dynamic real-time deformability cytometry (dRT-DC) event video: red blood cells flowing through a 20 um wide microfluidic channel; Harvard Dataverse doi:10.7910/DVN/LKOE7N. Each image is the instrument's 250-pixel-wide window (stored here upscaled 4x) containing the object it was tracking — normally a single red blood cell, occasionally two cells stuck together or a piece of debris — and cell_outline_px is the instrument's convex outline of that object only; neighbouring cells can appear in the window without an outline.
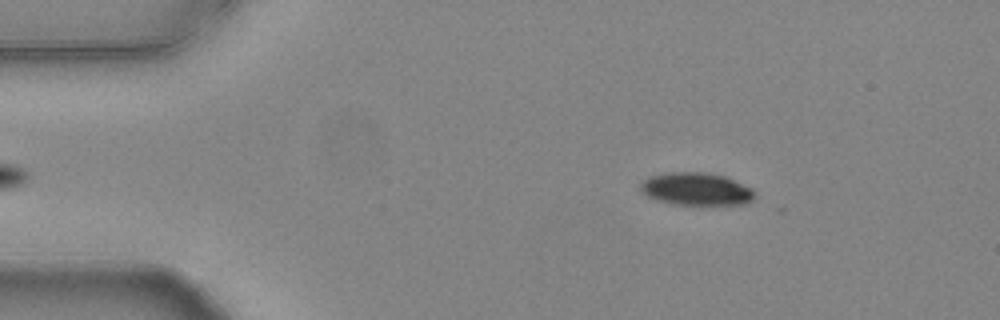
{"species": "common noctule bat (a hibernating species)", "species_latin": "Nyctalus noctula", "temperature_condition": "warm", "stored_images_in_passage": 49, "camera_frame_rate_fps": 3000, "um_per_image_px": 0.085, "animal": {"sex": "female", "body_mass_g": 24.6, "forearm_length_mm": 56.2}, "frame": {"image": 1, "passage_image": 3, "time_ms": 0.667, "image_size_px": [1000, 320], "cell_outline_px": [[756, 196], [748, 204], [672, 204], [656, 200], [640, 192], [640, 184], [648, 176], [672, 172], [704, 172], [724, 176], [752, 188], [756, 192]], "centroid_in_image_um": [59.18, 16.07], "position_along_channel_um": 25.8, "area_um2": 21.79}}
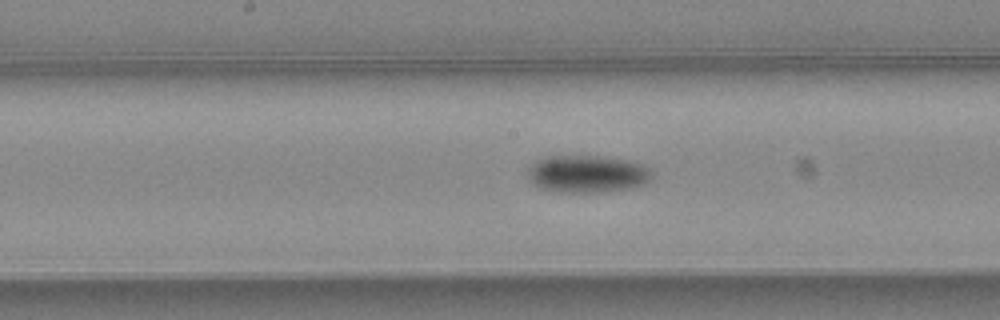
{"frame": {"image": 2, "passage_image": 22, "time_ms": 7.0, "image_size_px": [1000, 320], "cell_outline_px": [[652, 176], [644, 184], [628, 188], [604, 192], [560, 192], [540, 188], [532, 184], [528, 176], [528, 168], [536, 160], [548, 156], [608, 156], [628, 160], [652, 168]], "centroid_in_image_um": [49.91, 14.77], "position_along_channel_um": 198.3, "area_um2": 27.22}}
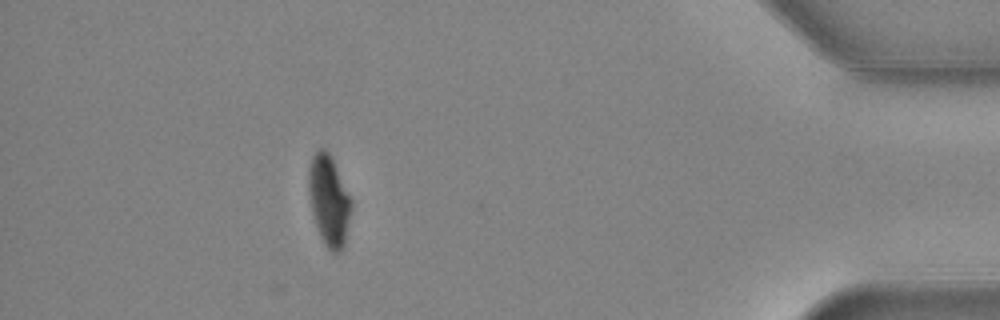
{"frame": {"image": 3, "passage_image": 43, "time_ms": 14.0, "image_size_px": [1000, 320], "cell_outline_px": [[352, 208], [344, 244], [340, 252], [332, 252], [324, 244], [320, 236], [312, 212], [308, 188], [308, 168], [312, 156], [316, 148], [324, 148], [332, 156], [352, 200]], "centroid_in_image_um": [27.96, 16.99], "position_along_channel_um": 407.2, "area_um2": 22.66}, "authors_computed_cell_mechanics": {"area_um2": 24.5072, "velocity_mm_per_s": 3.7713, "shape_relaxation_time_tau1_ms": 2.6525, "shape_relaxation_time_tau2_ms": 9.5236, "deformation_change_tau1": 0.1373, "deformation_change_tau2": 0.1385}}